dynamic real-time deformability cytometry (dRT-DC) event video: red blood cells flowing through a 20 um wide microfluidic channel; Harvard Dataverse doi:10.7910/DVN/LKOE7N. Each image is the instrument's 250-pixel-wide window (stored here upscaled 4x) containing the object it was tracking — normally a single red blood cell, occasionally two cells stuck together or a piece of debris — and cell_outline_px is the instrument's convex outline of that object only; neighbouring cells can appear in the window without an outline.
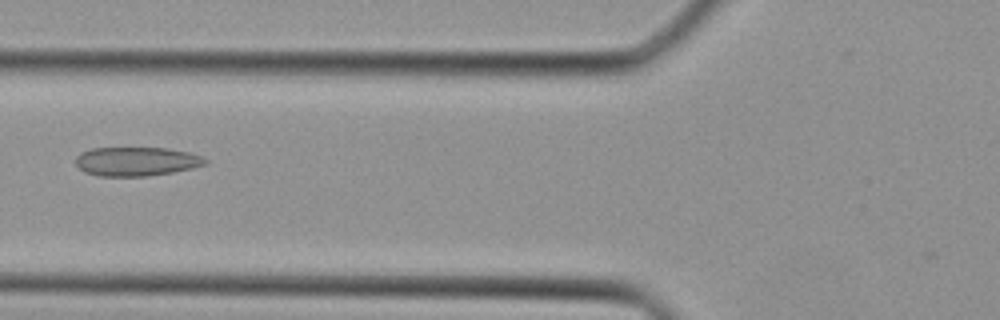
{"species": "Egyptian fruit bat (a non-hibernating species)", "species_latin": "Rousettus aegyptiacus", "temperature_condition": "cold", "stored_images_in_passage": 39, "camera_frame_rate_fps": 3000, "um_per_image_px": 0.085, "animal": {"sex": "female"}, "frame": {"image": 1, "passage_image": 15, "time_ms": 4.667, "image_size_px": [1000, 320], "cell_outline_px": [[208, 164], [192, 168], [172, 172], [148, 176], [100, 176], [84, 172], [76, 164], [76, 156], [80, 152], [92, 148], [168, 148], [188, 152], [200, 156], [208, 160]], "centroid_in_image_um": [11.59, 13.72], "position_along_channel_um": 114.2, "area_um2": 21.91}}
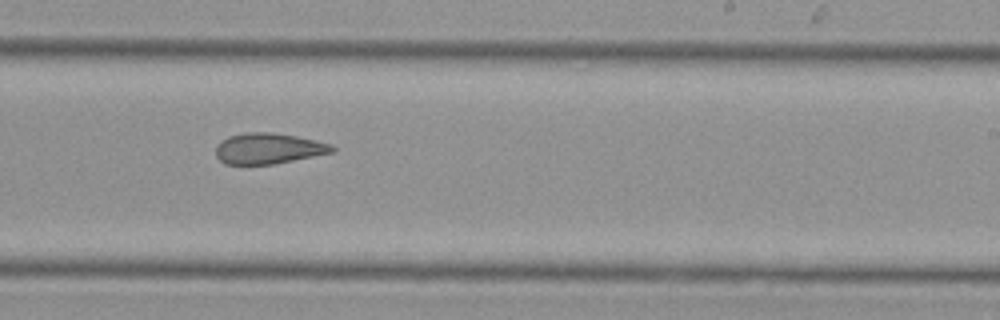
{"frame": {"image": 2, "passage_image": 24, "time_ms": 7.667, "image_size_px": [1000, 320], "cell_outline_px": [[336, 152], [272, 164], [224, 164], [216, 156], [216, 144], [220, 140], [228, 136], [244, 132], [272, 132], [296, 136], [316, 140], [332, 144], [336, 148]], "centroid_in_image_um": [22.82, 12.61], "position_along_channel_um": 266.2, "area_um2": 21.1}}
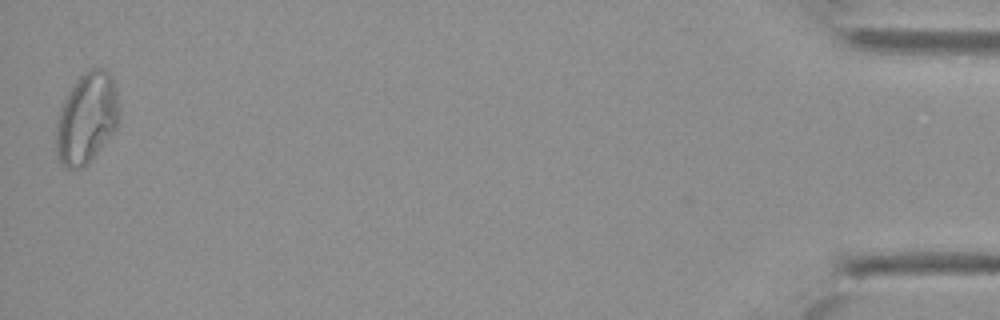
{"frame": {"image": 3, "passage_image": 39, "time_ms": 12.667, "image_size_px": [1000, 320], "cell_outline_px": [[120, 116], [116, 128], [88, 164], [80, 168], [64, 168], [60, 164], [56, 156], [56, 116], [60, 104], [76, 80], [88, 68], [104, 68], [112, 76], [116, 88]], "centroid_in_image_um": [7.34, 10.04], "position_along_channel_um": 427.9, "area_um2": 33.93}}